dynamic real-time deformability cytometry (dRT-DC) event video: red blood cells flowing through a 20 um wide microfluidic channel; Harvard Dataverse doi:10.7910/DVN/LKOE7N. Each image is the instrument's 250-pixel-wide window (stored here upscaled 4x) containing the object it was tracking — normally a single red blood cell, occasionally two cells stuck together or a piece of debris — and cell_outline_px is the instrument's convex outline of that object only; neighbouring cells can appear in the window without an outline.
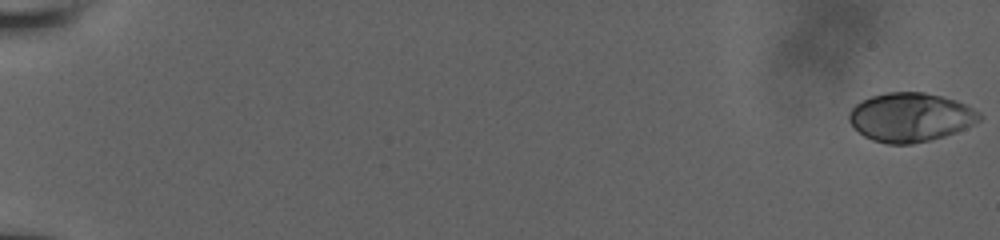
{"species": "human", "species_latin": "Homo sapiens", "temperature_condition": "room temperature", "stored_images_in_passage": 14, "camera_frame_rate_fps": 3000, "um_per_image_px": 0.085, "donor": {"sex": "male"}, "frame": {"image": 1, "passage_image": 1, "time_ms": 0.0, "image_size_px": [1000, 240], "cell_outline_px": [[984, 116], [980, 120], [964, 128], [944, 136], [912, 144], [888, 144], [872, 140], [864, 136], [848, 120], [848, 112], [856, 104], [872, 96], [888, 92], [924, 92], [956, 100], [980, 112]], "centroid_in_image_um": [77.38, 9.96], "position_along_channel_um": 7.6, "area_um2": 36.88}}
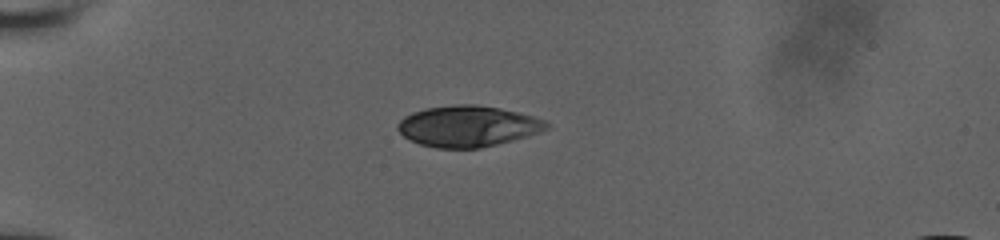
{"frame": {"image": 2, "passage_image": 10, "time_ms": 5.667, "image_size_px": [1000, 240], "cell_outline_px": [[548, 128], [540, 132], [528, 136], [480, 148], [436, 148], [420, 144], [408, 140], [396, 128], [396, 124], [404, 116], [412, 112], [428, 108], [456, 104], [476, 104], [500, 108], [532, 116], [544, 120], [548, 124]], "centroid_in_image_um": [39.73, 10.73], "position_along_channel_um": 45.3, "area_um2": 35.49}}